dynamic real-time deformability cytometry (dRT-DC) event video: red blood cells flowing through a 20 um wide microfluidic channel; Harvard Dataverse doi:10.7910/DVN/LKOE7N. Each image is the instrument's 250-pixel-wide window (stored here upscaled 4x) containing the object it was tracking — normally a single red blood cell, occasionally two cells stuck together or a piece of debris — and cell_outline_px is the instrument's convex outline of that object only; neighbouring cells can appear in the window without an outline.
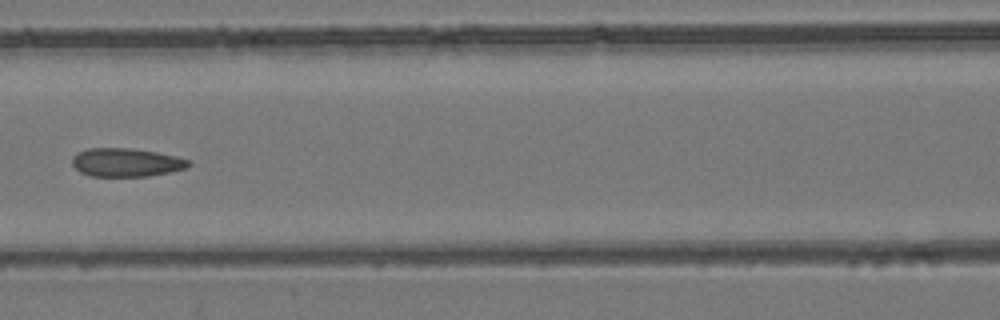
{"species": "common noctule bat (a hibernating species)", "species_latin": "Nyctalus noctula", "temperature_condition": "room temperature", "stored_images_in_passage": 8, "camera_frame_rate_fps": 3000, "um_per_image_px": 0.085, "animal": {"sex": "female", "body_mass_g": 24.6, "forearm_length_mm": 56.2}, "frame": {"image": 1, "passage_image": 8, "time_ms": 2.333, "image_size_px": [1000, 320], "cell_outline_px": [[192, 164], [188, 168], [148, 176], [88, 176], [80, 172], [72, 164], [72, 160], [76, 152], [88, 148], [132, 148], [156, 152], [176, 156], [192, 160]], "centroid_in_image_um": [10.75, 13.8], "position_along_channel_um": 155.9, "area_um2": 19.48}}